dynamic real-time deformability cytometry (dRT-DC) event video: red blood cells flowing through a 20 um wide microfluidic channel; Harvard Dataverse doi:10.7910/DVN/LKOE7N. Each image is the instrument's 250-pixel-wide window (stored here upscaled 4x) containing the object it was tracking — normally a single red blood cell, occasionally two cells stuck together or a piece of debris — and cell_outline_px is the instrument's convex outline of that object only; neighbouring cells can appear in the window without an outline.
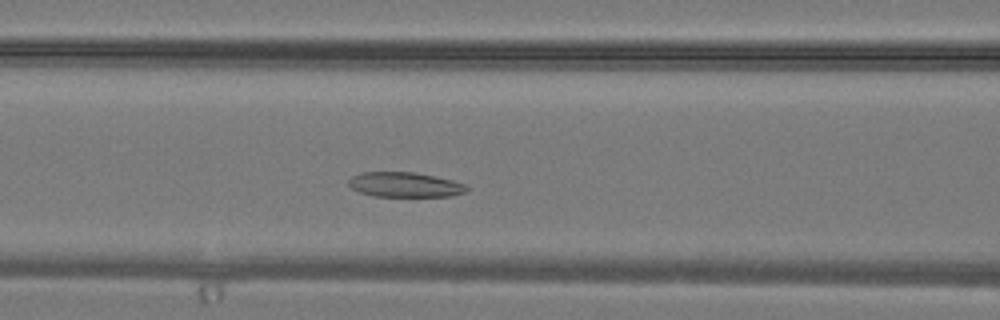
{"species": "common noctule bat (a hibernating species)", "species_latin": "Nyctalus noctula", "temperature_condition": "warm", "stored_images_in_passage": 24, "camera_frame_rate_fps": 3000, "um_per_image_px": 0.085, "animal": {"sex": "male", "body_mass_g": 19.2, "forearm_length_mm": 51.8}, "frame": {"image": 1, "passage_image": 9, "time_ms": 2.667, "image_size_px": [1000, 320], "cell_outline_px": [[468, 192], [452, 196], [376, 196], [360, 192], [352, 188], [348, 184], [348, 180], [352, 176], [360, 172], [412, 172], [452, 180], [464, 184], [468, 188]], "centroid_in_image_um": [34.41, 15.7], "position_along_channel_um": 132.2, "area_um2": 16.99}}
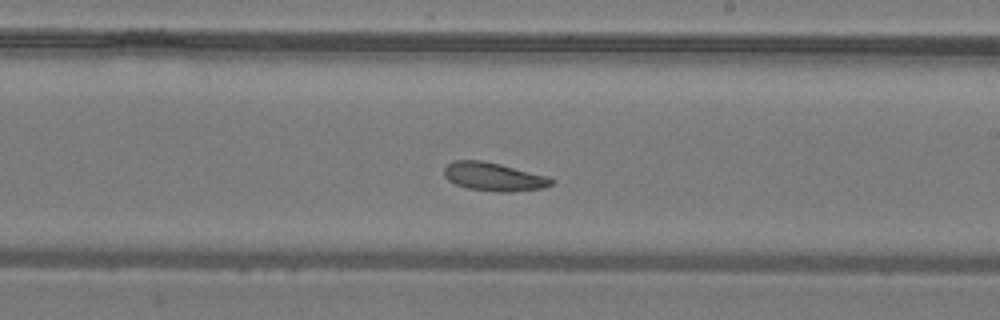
{"frame": {"image": 2, "passage_image": 15, "time_ms": 4.667, "image_size_px": [1000, 320], "cell_outline_px": [[556, 180], [552, 184], [544, 188], [512, 192], [496, 192], [468, 188], [456, 184], [448, 180], [444, 176], [444, 168], [452, 160], [480, 160], [500, 164], [548, 176]], "centroid_in_image_um": [41.98, 15.02], "position_along_channel_um": 247.0, "area_um2": 17.86}}
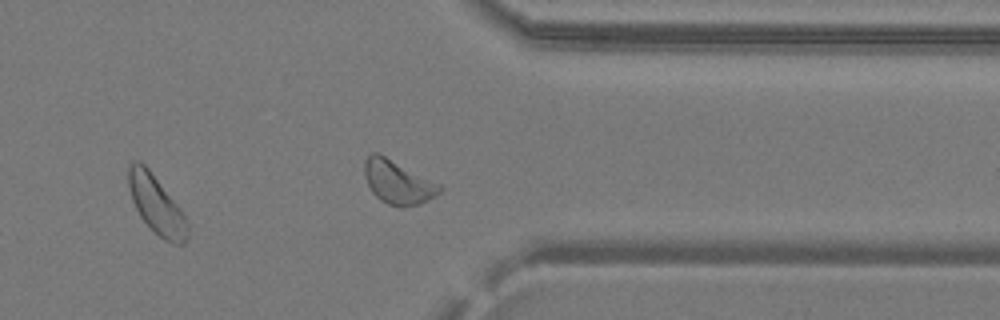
{"frame": {"image": 3, "passage_image": 22, "time_ms": 7.0, "image_size_px": [1000, 320], "cell_outline_px": [[188, 236], [184, 244], [176, 244], [164, 240], [140, 216], [132, 200], [128, 184], [128, 164], [132, 160], [140, 160], [148, 168], [180, 208], [188, 220]], "centroid_in_image_um": [13.29, 17.38], "position_along_channel_um": 398.1, "area_um2": 19.88}}